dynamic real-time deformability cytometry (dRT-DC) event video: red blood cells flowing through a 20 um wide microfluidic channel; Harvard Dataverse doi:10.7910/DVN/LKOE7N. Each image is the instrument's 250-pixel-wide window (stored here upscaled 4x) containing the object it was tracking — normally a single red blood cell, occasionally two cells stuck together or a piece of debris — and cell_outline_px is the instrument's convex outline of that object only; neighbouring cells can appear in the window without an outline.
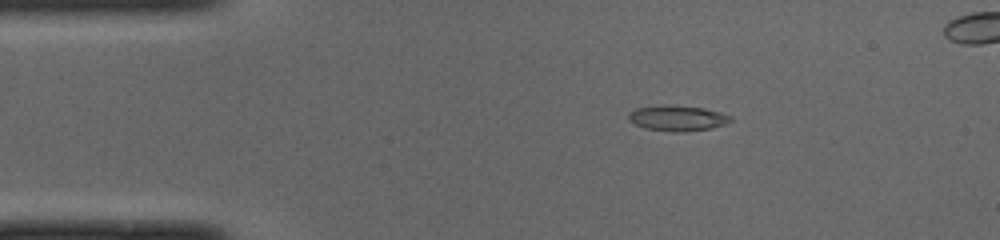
{"species": "common noctule bat (a hibernating species)", "species_latin": "Nyctalus noctula", "temperature_condition": "cold", "stored_images_in_passage": 41, "camera_frame_rate_fps": 3000, "um_per_image_px": 0.085, "animal": {"sex": "male", "body_mass_g": 19.0, "forearm_length_mm": 50.8}, "frame": {"image": 1, "passage_image": 2, "time_ms": 0.333, "image_size_px": [1000, 240], "cell_outline_px": [[732, 120], [724, 124], [712, 128], [684, 132], [672, 132], [644, 128], [628, 120], [628, 116], [636, 108], [704, 108], [720, 112], [732, 116]], "centroid_in_image_um": [57.65, 10.11], "position_along_channel_um": 27.4, "area_um2": 14.22}}
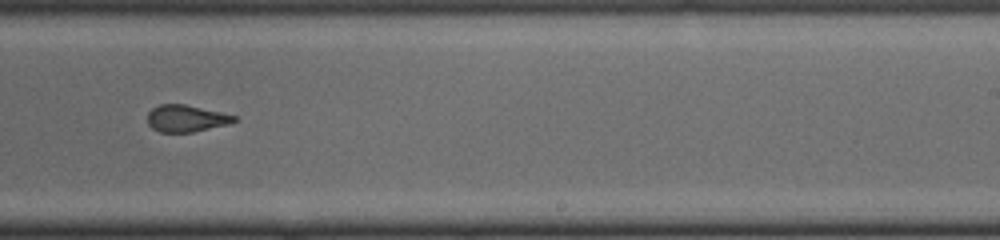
{"frame": {"image": 2, "passage_image": 24, "time_ms": 7.667, "image_size_px": [1000, 240], "cell_outline_px": [[240, 120], [228, 124], [192, 132], [160, 132], [152, 128], [148, 124], [148, 112], [152, 108], [160, 104], [184, 104], [220, 112], [236, 116]], "centroid_in_image_um": [15.83, 10.06], "position_along_channel_um": 273.2, "area_um2": 13.53}}
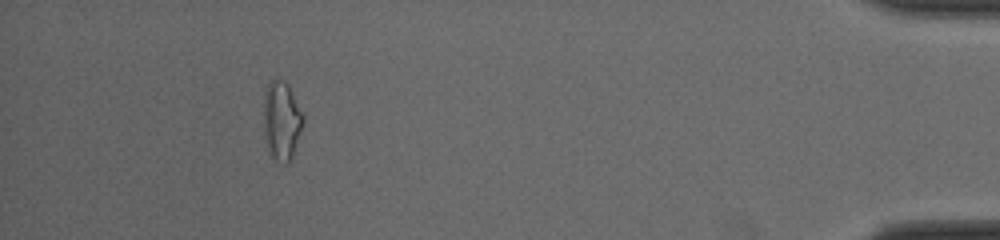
{"frame": {"image": 3, "passage_image": 39, "time_ms": 12.667, "image_size_px": [1000, 240], "cell_outline_px": [[304, 120], [292, 160], [288, 164], [284, 164], [276, 160], [268, 152], [264, 140], [264, 92], [268, 84], [272, 80], [284, 80], [288, 84], [304, 116]], "centroid_in_image_um": [23.93, 10.3], "position_along_channel_um": 411.3, "area_um2": 18.38}, "authors_computed_cell_mechanics": {"area_um2": 14.45, "velocity_mm_per_s": 4.0376, "shape_relaxation_time_tau1_ms": 4.2424, "shape_relaxation_time_tau2_ms": 1.5986, "deformation_change_tau1": 0.1956, "deformation_change_tau2": 0.0984}}